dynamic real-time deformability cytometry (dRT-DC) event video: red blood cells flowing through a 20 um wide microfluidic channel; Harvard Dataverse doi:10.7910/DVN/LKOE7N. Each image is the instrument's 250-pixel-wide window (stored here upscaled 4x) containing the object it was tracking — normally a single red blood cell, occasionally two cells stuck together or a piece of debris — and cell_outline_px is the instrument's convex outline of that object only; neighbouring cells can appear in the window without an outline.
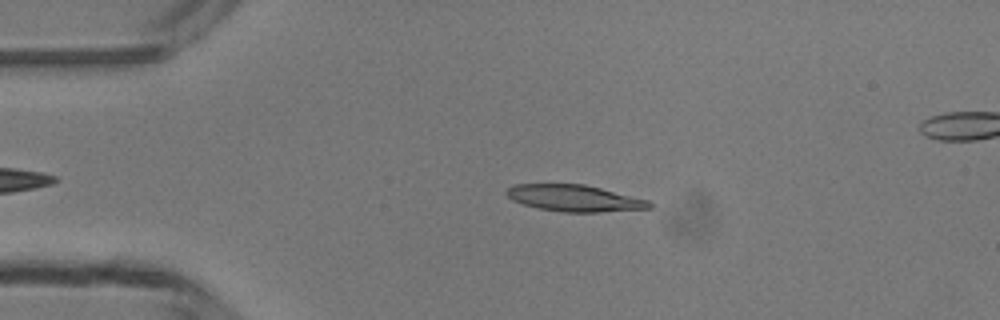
{"species": "common noctule bat (a hibernating species)", "species_latin": "Nyctalus noctula", "temperature_condition": "room temperature", "stored_images_in_passage": 43, "camera_frame_rate_fps": 3000, "um_per_image_px": 0.085, "animal": {"sex": "male", "body_mass_g": 13.3}, "frame": {"image": 1, "passage_image": 10, "time_ms": 3.0, "image_size_px": [1000, 320], "cell_outline_px": [[652, 208], [600, 212], [564, 212], [540, 208], [524, 204], [512, 200], [504, 192], [512, 184], [584, 184], [648, 200], [652, 204]], "centroid_in_image_um": [48.81, 16.84], "position_along_channel_um": 36.2, "area_um2": 21.91}}
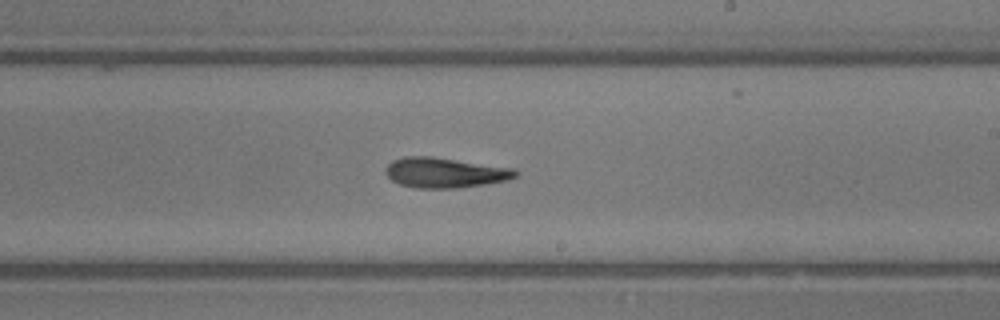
{"frame": {"image": 2, "passage_image": 28, "time_ms": 9.0, "image_size_px": [1000, 320], "cell_outline_px": [[520, 172], [516, 176], [508, 180], [488, 184], [456, 188], [416, 188], [400, 184], [392, 180], [388, 176], [388, 164], [392, 160], [404, 156], [432, 156], [512, 168]], "centroid_in_image_um": [37.85, 14.68], "position_along_channel_um": 251.1, "area_um2": 22.72}}
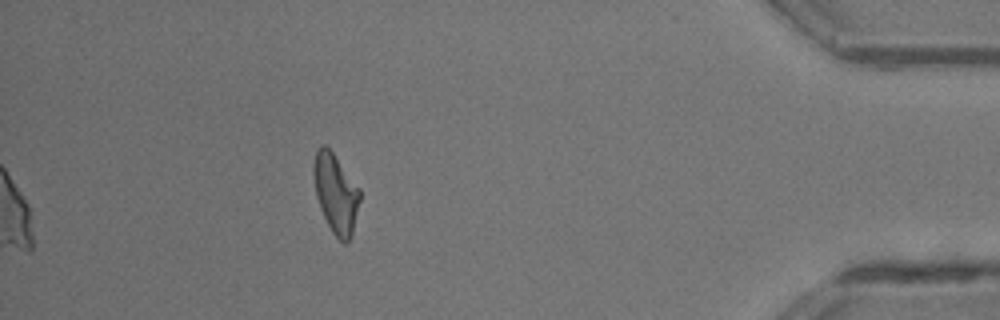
{"frame": {"image": 3, "passage_image": 43, "time_ms": 14.0, "image_size_px": [1000, 320], "cell_outline_px": [[360, 200], [352, 232], [348, 244], [344, 244], [332, 232], [320, 208], [316, 196], [312, 172], [312, 168], [316, 152], [320, 144], [324, 144], [332, 152], [360, 188]], "centroid_in_image_um": [28.53, 16.43], "position_along_channel_um": 406.7, "area_um2": 21.27}, "authors_computed_cell_mechanics": {"area_um2": 22.253, "velocity_mm_per_s": 4.174, "shape_relaxation_time_tau1_ms": 5.4163, "shape_relaxation_time_tau2_ms": null, "deformation_change_tau1": 0.1961, "deformation_change_tau2": null}}